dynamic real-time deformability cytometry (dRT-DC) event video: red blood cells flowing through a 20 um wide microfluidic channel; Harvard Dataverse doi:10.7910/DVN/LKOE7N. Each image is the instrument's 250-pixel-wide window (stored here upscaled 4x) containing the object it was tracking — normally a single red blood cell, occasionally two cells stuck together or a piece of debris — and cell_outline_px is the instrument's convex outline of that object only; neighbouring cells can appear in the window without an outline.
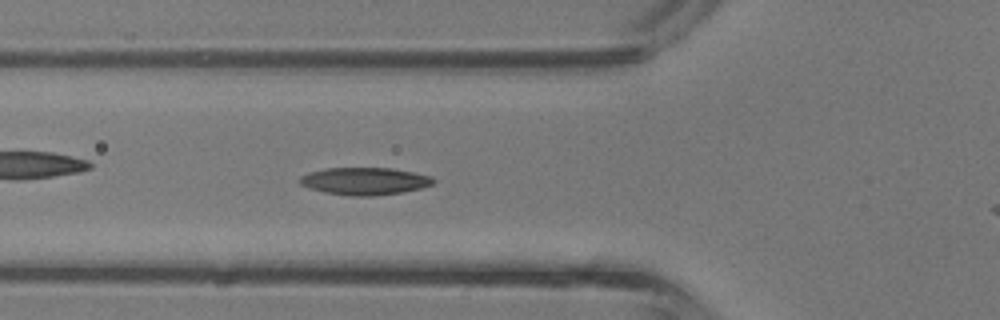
{"species": "common noctule bat (a hibernating species)", "species_latin": "Nyctalus noctula", "temperature_condition": "room temperature", "stored_images_in_passage": 35, "camera_frame_rate_fps": 3000, "um_per_image_px": 0.085, "animal": {"sex": "male", "body_mass_g": 13.3}, "frame": {"image": 1, "passage_image": 12, "time_ms": 3.667, "image_size_px": [1000, 320], "cell_outline_px": [[436, 180], [432, 184], [420, 188], [400, 192], [372, 196], [352, 196], [324, 192], [308, 188], [300, 184], [296, 180], [300, 176], [308, 172], [324, 168], [392, 168], [432, 176]], "centroid_in_image_um": [30.94, 15.39], "position_along_channel_um": 94.9, "area_um2": 21.39}}
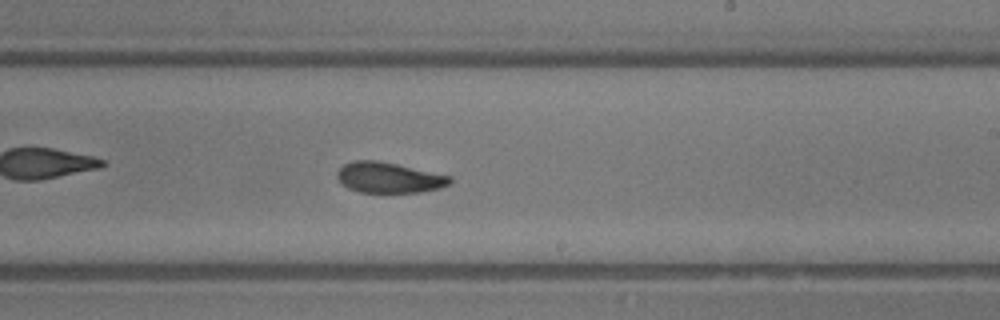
{"frame": {"image": 2, "passage_image": 22, "time_ms": 7.0, "image_size_px": [1000, 320], "cell_outline_px": [[452, 180], [448, 184], [440, 188], [420, 192], [360, 192], [348, 188], [336, 176], [336, 172], [344, 164], [356, 160], [376, 160], [396, 164], [452, 176]], "centroid_in_image_um": [33.06, 15.09], "position_along_channel_um": 255.9, "area_um2": 19.88}}
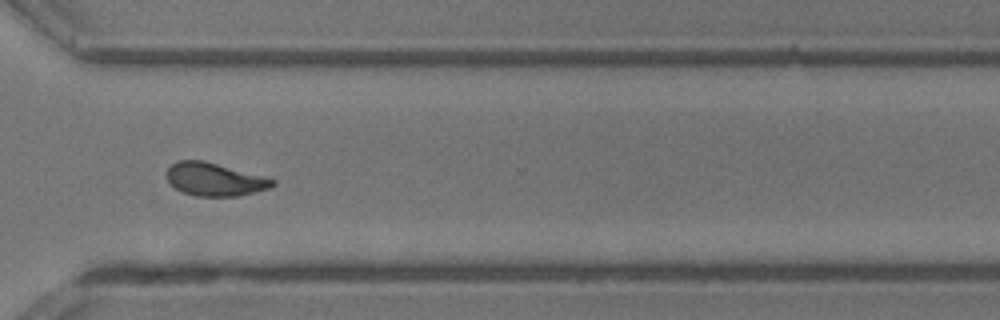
{"frame": {"image": 3, "passage_image": 28, "time_ms": 9.0, "image_size_px": [1000, 320], "cell_outline_px": [[276, 184], [268, 188], [256, 192], [236, 196], [196, 196], [184, 192], [176, 188], [168, 180], [168, 168], [176, 160], [204, 160], [264, 176], [276, 180]], "centroid_in_image_um": [18.27, 15.24], "position_along_channel_um": 352.3, "area_um2": 20.23}, "authors_computed_cell_mechanics": {"area_um2": 20.4034, "velocity_mm_per_s": 4.8172, "shape_relaxation_time_tau1_ms": 7.5975, "shape_relaxation_time_tau2_ms": 4.1741, "deformation_change_tau1": 0.2225, "deformation_change_tau2": 0.1171}}